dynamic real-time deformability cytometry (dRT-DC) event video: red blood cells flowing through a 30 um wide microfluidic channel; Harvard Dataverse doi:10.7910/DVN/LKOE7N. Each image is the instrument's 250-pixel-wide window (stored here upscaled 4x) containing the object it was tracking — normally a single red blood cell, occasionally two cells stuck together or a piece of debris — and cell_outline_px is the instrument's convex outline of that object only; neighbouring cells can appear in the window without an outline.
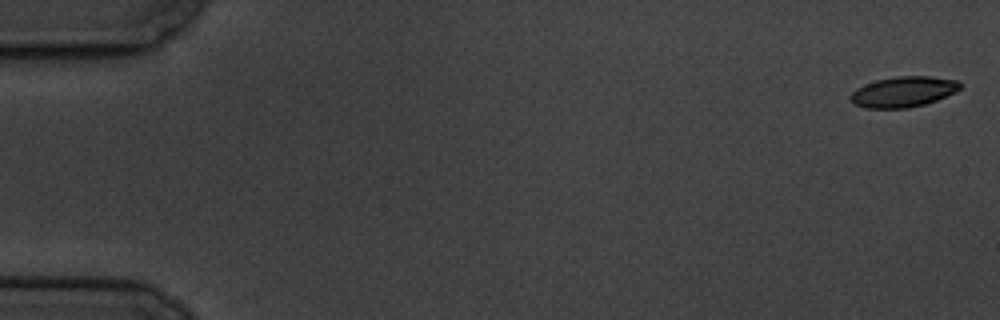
{"species": "common noctule bat (a hibernating species)", "species_latin": "Nyctalus noctula", "temperature_condition": "cold", "stored_images_in_passage": 6, "camera_frame_rate_fps": 3000, "um_per_image_px": 0.085, "animal": {"sex": "male", "body_mass_g": 19.5, "forearm_length_mm": 54.6}, "frame": {"image": 1, "passage_image": 1, "time_ms": 0.0, "image_size_px": [1000, 320], "cell_outline_px": [[960, 88], [956, 92], [936, 100], [924, 104], [908, 108], [864, 108], [848, 100], [848, 96], [856, 88], [864, 84], [876, 80], [896, 76], [928, 76], [956, 80], [960, 84]], "centroid_in_image_um": [76.73, 7.8], "position_along_channel_um": 8.3, "area_um2": 19.54}}
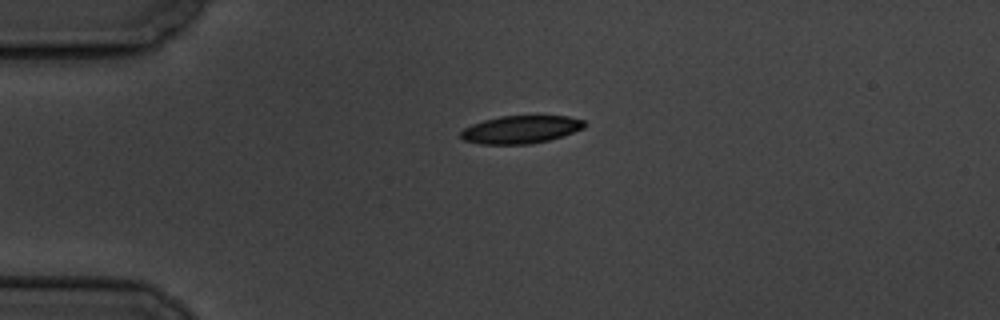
{"frame": {"image": 2, "passage_image": 5, "time_ms": 4.333, "image_size_px": [1000, 320], "cell_outline_px": [[588, 124], [584, 128], [548, 140], [528, 144], [480, 144], [464, 140], [460, 136], [460, 132], [464, 128], [472, 124], [484, 120], [500, 116], [568, 116], [584, 120]], "centroid_in_image_um": [44.26, 11.0], "position_along_channel_um": 40.7, "area_um2": 19.94}}